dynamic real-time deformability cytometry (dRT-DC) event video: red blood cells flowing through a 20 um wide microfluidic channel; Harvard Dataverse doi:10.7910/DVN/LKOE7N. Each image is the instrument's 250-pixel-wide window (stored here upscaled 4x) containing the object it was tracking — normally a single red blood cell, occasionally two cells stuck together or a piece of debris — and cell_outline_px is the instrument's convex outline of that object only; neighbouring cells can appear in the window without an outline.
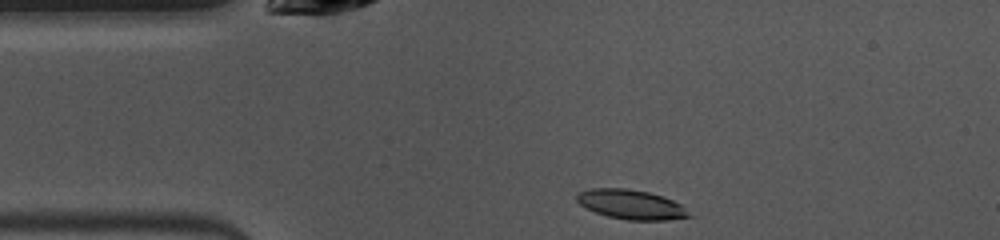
{"species": "common noctule bat (a hibernating species)", "species_latin": "Nyctalus noctula", "temperature_condition": "warm", "stored_images_in_passage": 41, "camera_frame_rate_fps": 3000, "um_per_image_px": 0.085, "animal": {"sex": "female", "body_mass_g": 10.0, "forearm_length_mm": 53.1}, "frame": {"image": 1, "passage_image": 1, "time_ms": 0.0, "image_size_px": [1000, 240], "cell_outline_px": [[696, 216], [668, 220], [624, 220], [608, 216], [596, 212], [580, 204], [576, 200], [576, 196], [580, 192], [592, 188], [628, 188], [648, 192], [664, 196], [680, 204]], "centroid_in_image_um": [53.7, 17.39], "position_along_channel_um": 31.3, "area_um2": 19.42}}
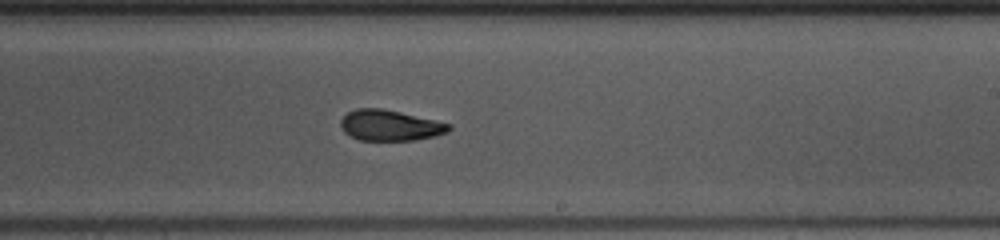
{"frame": {"image": 2, "passage_image": 20, "time_ms": 6.333, "image_size_px": [1000, 240], "cell_outline_px": [[452, 128], [448, 132], [436, 136], [416, 140], [360, 140], [344, 132], [340, 124], [340, 120], [348, 112], [356, 108], [384, 108], [452, 124]], "centroid_in_image_um": [33.18, 10.65], "position_along_channel_um": 255.8, "area_um2": 19.48}}
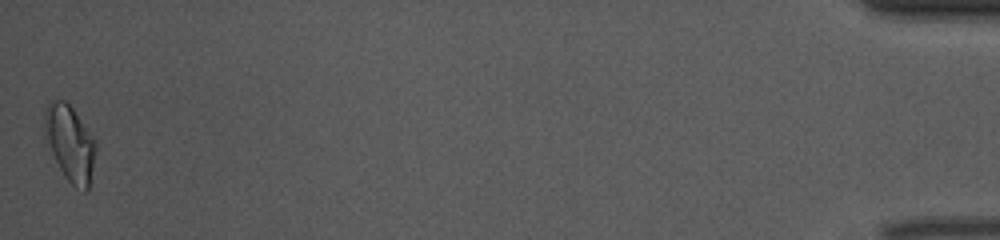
{"frame": {"image": 3, "passage_image": 41, "time_ms": 13.333, "image_size_px": [1000, 240], "cell_outline_px": [[96, 152], [88, 192], [84, 192], [76, 188], [64, 176], [44, 136], [44, 112], [48, 104], [52, 100], [64, 100], [72, 108], [96, 140]], "centroid_in_image_um": [5.96, 12.19], "position_along_channel_um": 429.2, "area_um2": 22.54}, "authors_computed_cell_mechanics": {"area_um2": 19.7098, "velocity_mm_per_s": 3.9754, "shape_relaxation_time_tau1_ms": 4.0194, "shape_relaxation_time_tau2_ms": 3.5973, "deformation_change_tau1": 0.1649, "deformation_change_tau2": 0.0848}}